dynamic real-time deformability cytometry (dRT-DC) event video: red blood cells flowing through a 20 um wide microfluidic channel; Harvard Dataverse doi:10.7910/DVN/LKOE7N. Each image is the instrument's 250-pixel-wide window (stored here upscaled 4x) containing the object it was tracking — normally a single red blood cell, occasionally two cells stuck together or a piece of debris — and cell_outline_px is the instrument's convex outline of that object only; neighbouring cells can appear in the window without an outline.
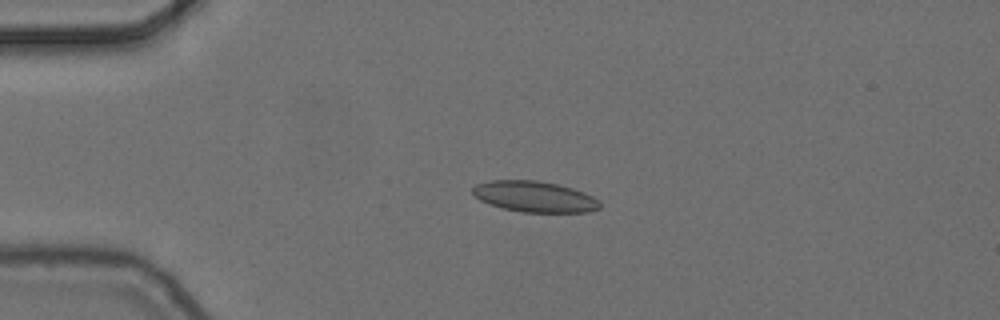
{"species": "common noctule bat (a hibernating species)", "species_latin": "Nyctalus noctula", "temperature_condition": "cold", "stored_images_in_passage": 6, "camera_frame_rate_fps": 3000, "um_per_image_px": 0.085, "animal": {"sex": "female", "body_mass_g": 24.6, "forearm_length_mm": 56.2}, "frame": {"image": 1, "passage_image": 4, "time_ms": 1.0, "image_size_px": [1000, 320], "cell_outline_px": [[600, 208], [588, 212], [524, 212], [504, 208], [488, 204], [480, 200], [472, 192], [472, 188], [476, 184], [488, 180], [536, 180], [556, 184], [572, 188], [584, 192], [600, 200]], "centroid_in_image_um": [45.43, 16.71], "position_along_channel_um": 39.6, "area_um2": 22.89}}
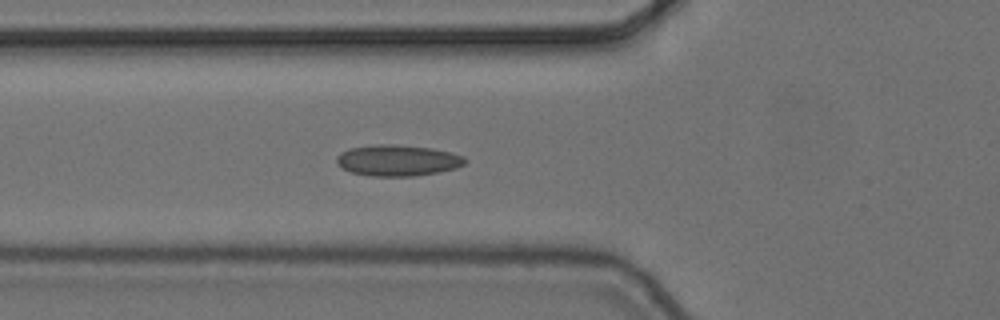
{"frame": {"image": 2, "passage_image": 6, "time_ms": 1.667, "image_size_px": [1000, 320], "cell_outline_px": [[468, 160], [464, 164], [456, 168], [440, 172], [416, 176], [372, 176], [352, 172], [340, 168], [336, 164], [336, 156], [340, 152], [348, 148], [376, 144], [392, 144], [432, 148], [464, 156]], "centroid_in_image_um": [33.77, 13.63], "position_along_channel_um": 92.0, "area_um2": 23.52}}